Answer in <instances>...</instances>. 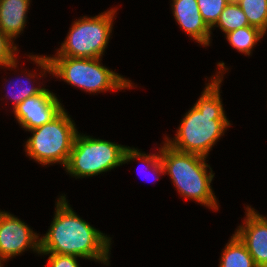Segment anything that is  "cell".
<instances>
[{
    "mask_svg": "<svg viewBox=\"0 0 267 267\" xmlns=\"http://www.w3.org/2000/svg\"><path fill=\"white\" fill-rule=\"evenodd\" d=\"M64 109L61 99L46 87L39 94L23 100L11 112L14 120L27 132L52 121Z\"/></svg>",
    "mask_w": 267,
    "mask_h": 267,
    "instance_id": "10",
    "label": "cell"
},
{
    "mask_svg": "<svg viewBox=\"0 0 267 267\" xmlns=\"http://www.w3.org/2000/svg\"><path fill=\"white\" fill-rule=\"evenodd\" d=\"M26 251L40 254V234L21 218L0 209V256L12 260Z\"/></svg>",
    "mask_w": 267,
    "mask_h": 267,
    "instance_id": "8",
    "label": "cell"
},
{
    "mask_svg": "<svg viewBox=\"0 0 267 267\" xmlns=\"http://www.w3.org/2000/svg\"><path fill=\"white\" fill-rule=\"evenodd\" d=\"M6 262H9V260L5 257L0 256V267H4Z\"/></svg>",
    "mask_w": 267,
    "mask_h": 267,
    "instance_id": "22",
    "label": "cell"
},
{
    "mask_svg": "<svg viewBox=\"0 0 267 267\" xmlns=\"http://www.w3.org/2000/svg\"><path fill=\"white\" fill-rule=\"evenodd\" d=\"M245 215L234 234L246 246L258 267H267V215L251 205L244 206Z\"/></svg>",
    "mask_w": 267,
    "mask_h": 267,
    "instance_id": "11",
    "label": "cell"
},
{
    "mask_svg": "<svg viewBox=\"0 0 267 267\" xmlns=\"http://www.w3.org/2000/svg\"><path fill=\"white\" fill-rule=\"evenodd\" d=\"M71 117L64 109L52 121L29 130L32 135L24 142L25 156L43 167L59 164L64 168L78 133Z\"/></svg>",
    "mask_w": 267,
    "mask_h": 267,
    "instance_id": "6",
    "label": "cell"
},
{
    "mask_svg": "<svg viewBox=\"0 0 267 267\" xmlns=\"http://www.w3.org/2000/svg\"><path fill=\"white\" fill-rule=\"evenodd\" d=\"M247 17L250 26L267 35V0H235Z\"/></svg>",
    "mask_w": 267,
    "mask_h": 267,
    "instance_id": "18",
    "label": "cell"
},
{
    "mask_svg": "<svg viewBox=\"0 0 267 267\" xmlns=\"http://www.w3.org/2000/svg\"><path fill=\"white\" fill-rule=\"evenodd\" d=\"M229 1L230 0H197L200 14L210 29L216 24L220 14Z\"/></svg>",
    "mask_w": 267,
    "mask_h": 267,
    "instance_id": "20",
    "label": "cell"
},
{
    "mask_svg": "<svg viewBox=\"0 0 267 267\" xmlns=\"http://www.w3.org/2000/svg\"><path fill=\"white\" fill-rule=\"evenodd\" d=\"M67 194L56 197L54 215L45 234H40V253L74 255L111 266L112 238L85 221L71 207Z\"/></svg>",
    "mask_w": 267,
    "mask_h": 267,
    "instance_id": "2",
    "label": "cell"
},
{
    "mask_svg": "<svg viewBox=\"0 0 267 267\" xmlns=\"http://www.w3.org/2000/svg\"><path fill=\"white\" fill-rule=\"evenodd\" d=\"M26 56L28 57L27 60L32 61L31 63L35 64V66L38 67L36 68L37 70L35 68L33 71L23 68L21 71V73L23 74H18V77L15 76V79L13 77H10L8 80L7 78H3V80L5 81V83H3V86L6 93L3 95L4 98L1 97L0 100L6 101L8 99L6 103L8 101L9 103H11V110H13L26 98L39 94L46 87V83L43 81L44 79H46V75L49 74L50 77V63L47 55H36L29 52V54H27ZM37 71H39V73ZM39 80H42V82Z\"/></svg>",
    "mask_w": 267,
    "mask_h": 267,
    "instance_id": "9",
    "label": "cell"
},
{
    "mask_svg": "<svg viewBox=\"0 0 267 267\" xmlns=\"http://www.w3.org/2000/svg\"><path fill=\"white\" fill-rule=\"evenodd\" d=\"M159 145L164 176L170 177L181 199L195 201V204L218 212L220 203L211 185L215 173L207 163L209 159L195 153L178 151L163 140Z\"/></svg>",
    "mask_w": 267,
    "mask_h": 267,
    "instance_id": "3",
    "label": "cell"
},
{
    "mask_svg": "<svg viewBox=\"0 0 267 267\" xmlns=\"http://www.w3.org/2000/svg\"><path fill=\"white\" fill-rule=\"evenodd\" d=\"M20 48L18 44L12 41L6 34L0 32V68L8 69V71H14L20 73L19 70V54ZM17 68V69H16Z\"/></svg>",
    "mask_w": 267,
    "mask_h": 267,
    "instance_id": "19",
    "label": "cell"
},
{
    "mask_svg": "<svg viewBox=\"0 0 267 267\" xmlns=\"http://www.w3.org/2000/svg\"><path fill=\"white\" fill-rule=\"evenodd\" d=\"M111 8V9H109ZM98 15L80 16L71 23L69 31L56 49L55 55L76 58H103L108 48L118 7H109Z\"/></svg>",
    "mask_w": 267,
    "mask_h": 267,
    "instance_id": "5",
    "label": "cell"
},
{
    "mask_svg": "<svg viewBox=\"0 0 267 267\" xmlns=\"http://www.w3.org/2000/svg\"><path fill=\"white\" fill-rule=\"evenodd\" d=\"M225 64L219 61L215 74L209 80L205 77L207 81L201 95L182 116L174 137L167 134L163 136V140L172 148L208 158L213 147L231 128L221 97L224 74L229 73L230 69Z\"/></svg>",
    "mask_w": 267,
    "mask_h": 267,
    "instance_id": "1",
    "label": "cell"
},
{
    "mask_svg": "<svg viewBox=\"0 0 267 267\" xmlns=\"http://www.w3.org/2000/svg\"><path fill=\"white\" fill-rule=\"evenodd\" d=\"M39 256H48L44 267H81L78 260L83 259L74 255L55 253H40Z\"/></svg>",
    "mask_w": 267,
    "mask_h": 267,
    "instance_id": "21",
    "label": "cell"
},
{
    "mask_svg": "<svg viewBox=\"0 0 267 267\" xmlns=\"http://www.w3.org/2000/svg\"><path fill=\"white\" fill-rule=\"evenodd\" d=\"M246 26H250L246 15L235 0H230L223 12L220 14L216 24L211 28V37L213 35L212 30L214 31L216 28H219V30L225 35L231 31L237 30L238 28Z\"/></svg>",
    "mask_w": 267,
    "mask_h": 267,
    "instance_id": "17",
    "label": "cell"
},
{
    "mask_svg": "<svg viewBox=\"0 0 267 267\" xmlns=\"http://www.w3.org/2000/svg\"><path fill=\"white\" fill-rule=\"evenodd\" d=\"M171 13L177 25L201 47L211 46V29L204 22L197 0H171Z\"/></svg>",
    "mask_w": 267,
    "mask_h": 267,
    "instance_id": "12",
    "label": "cell"
},
{
    "mask_svg": "<svg viewBox=\"0 0 267 267\" xmlns=\"http://www.w3.org/2000/svg\"><path fill=\"white\" fill-rule=\"evenodd\" d=\"M32 0H0V31L16 41L27 26Z\"/></svg>",
    "mask_w": 267,
    "mask_h": 267,
    "instance_id": "13",
    "label": "cell"
},
{
    "mask_svg": "<svg viewBox=\"0 0 267 267\" xmlns=\"http://www.w3.org/2000/svg\"><path fill=\"white\" fill-rule=\"evenodd\" d=\"M128 147L78 131L64 171L75 179L102 175L123 165Z\"/></svg>",
    "mask_w": 267,
    "mask_h": 267,
    "instance_id": "7",
    "label": "cell"
},
{
    "mask_svg": "<svg viewBox=\"0 0 267 267\" xmlns=\"http://www.w3.org/2000/svg\"><path fill=\"white\" fill-rule=\"evenodd\" d=\"M221 251L218 267H258L246 246L234 233Z\"/></svg>",
    "mask_w": 267,
    "mask_h": 267,
    "instance_id": "15",
    "label": "cell"
},
{
    "mask_svg": "<svg viewBox=\"0 0 267 267\" xmlns=\"http://www.w3.org/2000/svg\"><path fill=\"white\" fill-rule=\"evenodd\" d=\"M142 149H138L137 147L129 146L124 154V163L123 164H130V162L138 161L140 163L139 168H144V172L142 173L145 176V179H148L147 177L150 176L151 181L154 182V180H160L161 176L164 175V167L160 159V147L157 148L155 153H146L145 151H141ZM144 166V167H143ZM146 167V168H145ZM143 170V169H142ZM142 172V171H140ZM152 175V176H151ZM144 178V177H143ZM144 179V180H145ZM146 181V180H145ZM150 179H148V182Z\"/></svg>",
    "mask_w": 267,
    "mask_h": 267,
    "instance_id": "14",
    "label": "cell"
},
{
    "mask_svg": "<svg viewBox=\"0 0 267 267\" xmlns=\"http://www.w3.org/2000/svg\"><path fill=\"white\" fill-rule=\"evenodd\" d=\"M50 76L76 87L84 93L118 92L137 88L129 78L117 73L102 63L103 58H76L47 56ZM61 79V80H60Z\"/></svg>",
    "mask_w": 267,
    "mask_h": 267,
    "instance_id": "4",
    "label": "cell"
},
{
    "mask_svg": "<svg viewBox=\"0 0 267 267\" xmlns=\"http://www.w3.org/2000/svg\"><path fill=\"white\" fill-rule=\"evenodd\" d=\"M265 36L267 37L263 31L253 26L238 28L224 35L233 49L247 57L252 56L256 44L258 45V42L265 39L263 38Z\"/></svg>",
    "mask_w": 267,
    "mask_h": 267,
    "instance_id": "16",
    "label": "cell"
}]
</instances>
